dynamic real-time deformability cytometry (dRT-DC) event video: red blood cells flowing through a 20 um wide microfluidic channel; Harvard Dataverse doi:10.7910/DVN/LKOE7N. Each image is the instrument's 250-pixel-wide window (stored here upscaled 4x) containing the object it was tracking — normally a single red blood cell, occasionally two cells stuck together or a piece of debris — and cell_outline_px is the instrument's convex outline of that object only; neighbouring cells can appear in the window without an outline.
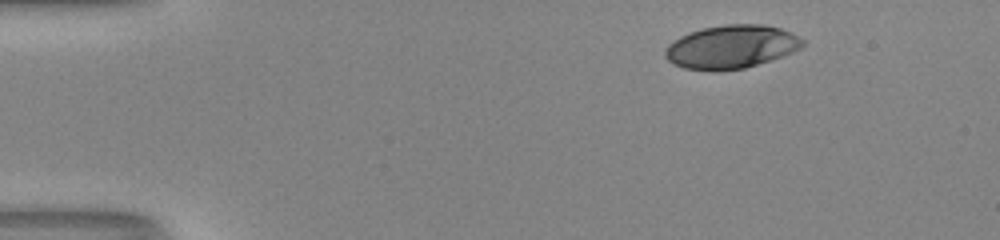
{"species": "human", "species_latin": "Homo sapiens", "temperature_condition": "room temperature", "stored_images_in_passage": 37, "camera_frame_rate_fps": 3000, "um_per_image_px": 0.085, "donor": {"sex": "male"}, "frame": {"image": 1, "passage_image": 1, "time_ms": 0.0, "image_size_px": [1000, 240], "cell_outline_px": [[804, 44], [800, 48], [792, 52], [744, 68], [684, 68], [668, 60], [664, 56], [664, 52], [668, 44], [680, 36], [704, 28], [724, 24], [764, 24], [780, 28], [804, 40]], "centroid_in_image_um": [62.16, 3.93], "position_along_channel_um": 22.8, "area_um2": 33.58}}
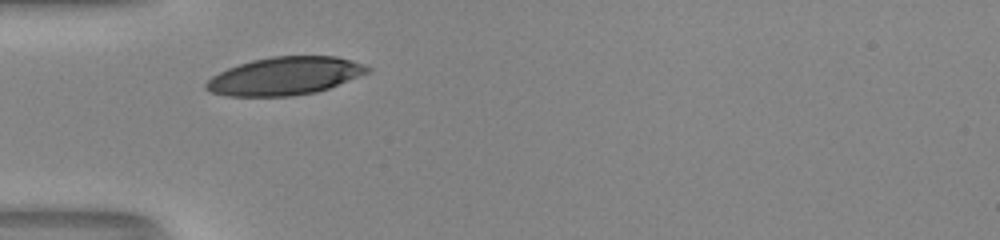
{"frame": {"image": 2, "passage_image": 11, "time_ms": 3.333, "image_size_px": [1000, 240], "cell_outline_px": [[372, 72], [328, 88], [316, 92], [292, 96], [228, 96], [212, 92], [204, 88], [204, 84], [212, 76], [228, 68], [252, 60], [272, 56], [336, 56], [352, 60], [364, 64], [372, 68]], "centroid_in_image_um": [24.25, 6.46], "position_along_channel_um": 60.7, "area_um2": 35.78}}
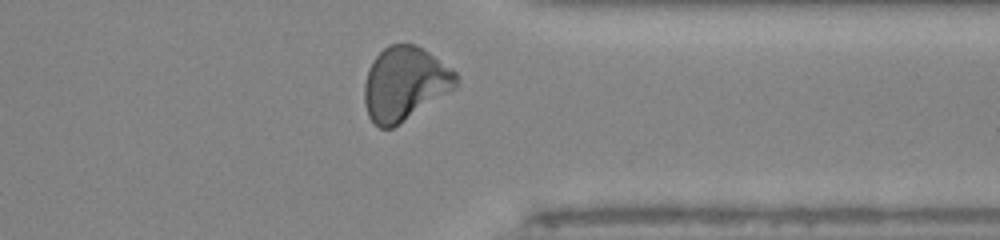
{"frame": {"image": 3, "passage_image": 35, "time_ms": 11.333, "image_size_px": [1000, 240], "cell_outline_px": [[460, 80], [456, 88], [400, 124], [392, 128], [380, 128], [368, 116], [364, 104], [364, 84], [368, 68], [372, 60], [388, 44], [416, 44], [452, 68], [456, 72]], "centroid_in_image_um": [34.41, 7.11], "position_along_channel_um": 377.0, "area_um2": 39.71}, "authors_computed_cell_mechanics": {"area_um2": 36.4718, "velocity_mm_per_s": 4.0709, "shape_relaxation_time_tau1_ms": 3.9339, "shape_relaxation_time_tau2_ms": 1.1406, "deformation_change_tau1": 0.1301, "deformation_change_tau2": 0.0631}}